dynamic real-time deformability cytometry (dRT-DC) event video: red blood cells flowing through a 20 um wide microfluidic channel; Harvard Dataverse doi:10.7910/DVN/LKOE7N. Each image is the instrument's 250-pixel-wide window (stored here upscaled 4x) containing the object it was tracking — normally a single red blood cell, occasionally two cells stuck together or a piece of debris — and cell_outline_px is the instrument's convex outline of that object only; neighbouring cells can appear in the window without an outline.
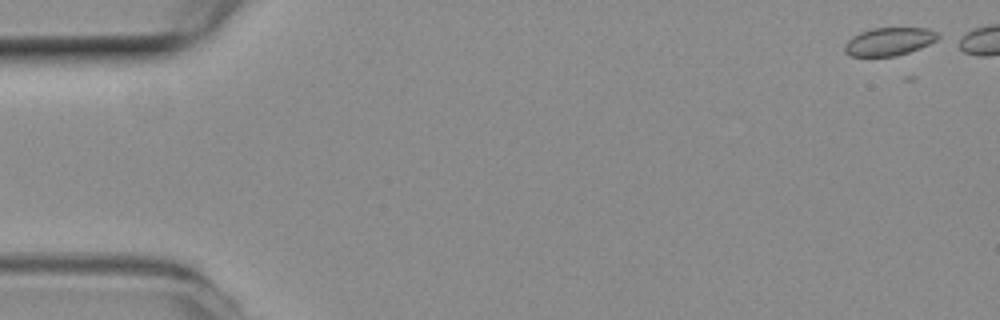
{"species": "common noctule bat (a hibernating species)", "species_latin": "Nyctalus noctula", "temperature_condition": "room temperature", "stored_images_in_passage": 23, "camera_frame_rate_fps": 3000, "um_per_image_px": 0.085, "animal": {"sex": "female", "body_mass_g": 19.3, "forearm_length_mm": 54.1}, "frame": {"image": 1, "passage_image": 1, "time_ms": 0.0, "image_size_px": [1000, 320], "cell_outline_px": [[944, 36], [920, 48], [908, 52], [892, 56], [852, 56], [844, 52], [844, 44], [852, 36], [860, 32], [872, 28], [928, 28]], "centroid_in_image_um": [75.58, 3.52], "position_along_channel_um": 9.4, "area_um2": 15.26}}
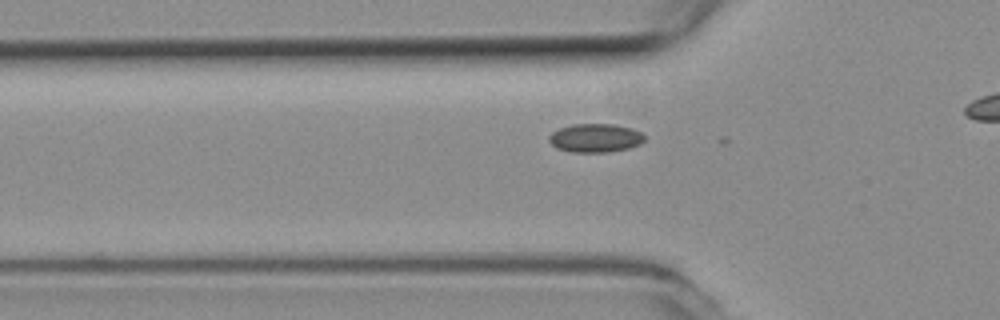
{"frame": {"image": 2, "passage_image": 17, "time_ms": 5.333, "image_size_px": [1000, 320], "cell_outline_px": [[644, 140], [640, 144], [628, 148], [608, 152], [572, 152], [556, 148], [548, 140], [548, 136], [552, 132], [560, 128], [572, 124], [612, 124], [632, 128], [640, 132], [644, 136]], "centroid_in_image_um": [50.58, 11.73], "position_along_channel_um": 75.2, "area_um2": 15.9}}
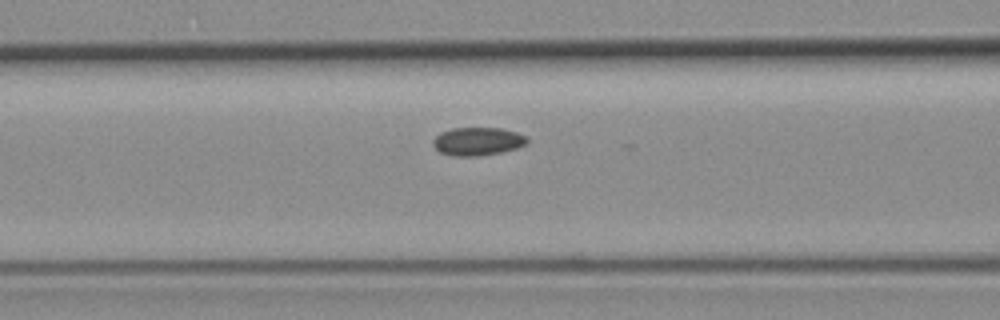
{"frame": {"image": 3, "passage_image": 21, "time_ms": 6.667, "image_size_px": [1000, 320], "cell_outline_px": [[528, 144], [516, 148], [500, 152], [480, 156], [452, 156], [440, 152], [432, 144], [432, 140], [440, 132], [452, 128], [500, 128], [516, 132], [524, 136], [528, 140]], "centroid_in_image_um": [40.57, 12.02], "position_along_channel_um": 126.0, "area_um2": 15.43}}